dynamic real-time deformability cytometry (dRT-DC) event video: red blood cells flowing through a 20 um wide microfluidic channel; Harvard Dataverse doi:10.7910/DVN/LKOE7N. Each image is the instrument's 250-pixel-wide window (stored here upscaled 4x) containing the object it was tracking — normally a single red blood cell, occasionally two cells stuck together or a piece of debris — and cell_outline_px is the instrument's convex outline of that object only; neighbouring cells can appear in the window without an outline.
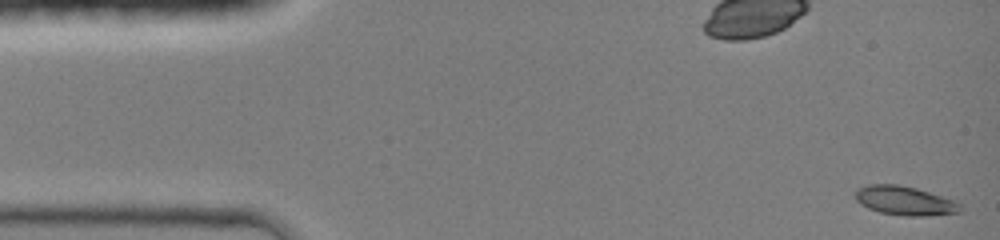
{"species": "common noctule bat (a hibernating species)", "species_latin": "Nyctalus noctula", "temperature_condition": "room temperature", "stored_images_in_passage": 43, "camera_frame_rate_fps": 3000, "um_per_image_px": 0.085, "animal": {"sex": "female", "body_mass_g": 19.0, "forearm_length_mm": 51.5}, "frame": {"image": 1, "passage_image": 1, "time_ms": 0.0, "image_size_px": [1000, 240], "cell_outline_px": [[960, 212], [928, 216], [904, 216], [880, 212], [868, 208], [860, 204], [856, 200], [856, 188], [868, 184], [896, 184], [916, 188], [956, 200], [960, 204]], "centroid_in_image_um": [76.9, 17.06], "position_along_channel_um": 8.1, "area_um2": 17.86}}
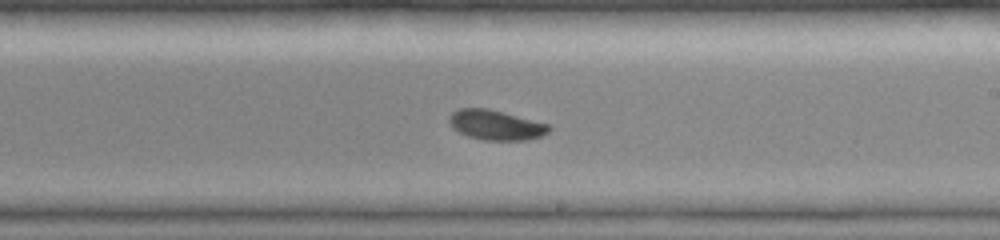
{"frame": {"image": 2, "passage_image": 26, "time_ms": 8.333, "image_size_px": [1000, 240], "cell_outline_px": [[552, 128], [548, 132], [540, 136], [528, 140], [484, 140], [468, 136], [452, 128], [448, 120], [448, 116], [452, 112], [460, 108], [488, 108], [552, 124]], "centroid_in_image_um": [42.17, 10.61], "position_along_channel_um": 246.8, "area_um2": 17.63}}
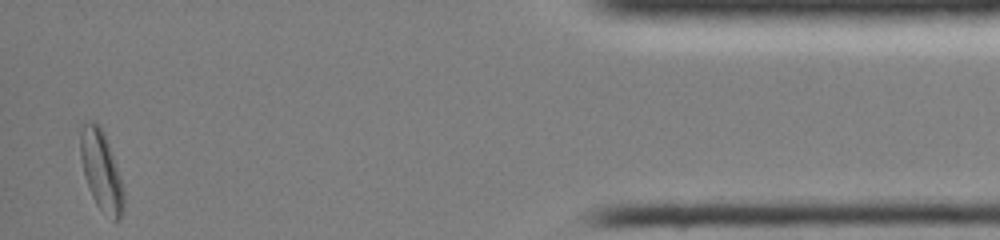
{"frame": {"image": 3, "passage_image": 43, "time_ms": 14.0, "image_size_px": [1000, 240], "cell_outline_px": [[124, 208], [120, 220], [112, 220], [96, 204], [92, 196], [84, 176], [80, 156], [80, 132], [84, 120], [92, 120], [100, 124], [104, 132], [120, 176], [124, 192]], "centroid_in_image_um": [8.6, 14.47], "position_along_channel_um": 426.6, "area_um2": 20.29}, "authors_computed_cell_mechanics": {"area_um2": 17.629, "velocity_mm_per_s": 4.2852, "shape_relaxation_time_tau1_ms": 2.5585, "shape_relaxation_time_tau2_ms": null, "deformation_change_tau1": 0.1139, "deformation_change_tau2": null}}